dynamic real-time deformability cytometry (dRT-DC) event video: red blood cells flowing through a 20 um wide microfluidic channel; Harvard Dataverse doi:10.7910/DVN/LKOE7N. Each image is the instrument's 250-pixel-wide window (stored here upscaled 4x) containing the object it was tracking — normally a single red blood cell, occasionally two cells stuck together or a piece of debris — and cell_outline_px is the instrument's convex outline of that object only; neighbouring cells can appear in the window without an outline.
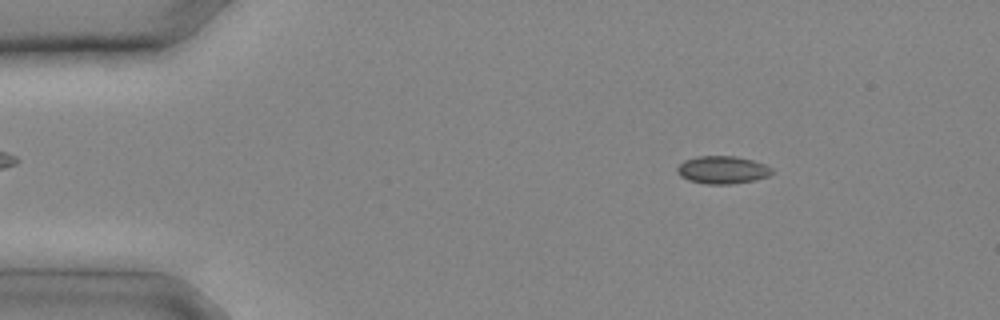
{"species": "common noctule bat (a hibernating species)", "species_latin": "Nyctalus noctula", "temperature_condition": "cold", "stored_images_in_passage": 4, "camera_frame_rate_fps": 3000, "um_per_image_px": 0.085, "animal": {"sex": "male", "body_mass_g": 20.4}, "frame": {"image": 1, "passage_image": 3, "time_ms": 0.667, "image_size_px": [1000, 320], "cell_outline_px": [[772, 172], [768, 176], [756, 180], [732, 184], [704, 184], [688, 180], [680, 176], [676, 172], [676, 168], [684, 160], [696, 156], [736, 156], [752, 160], [764, 164], [772, 168]], "centroid_in_image_um": [61.38, 14.44], "position_along_channel_um": 23.6, "area_um2": 15.43}}